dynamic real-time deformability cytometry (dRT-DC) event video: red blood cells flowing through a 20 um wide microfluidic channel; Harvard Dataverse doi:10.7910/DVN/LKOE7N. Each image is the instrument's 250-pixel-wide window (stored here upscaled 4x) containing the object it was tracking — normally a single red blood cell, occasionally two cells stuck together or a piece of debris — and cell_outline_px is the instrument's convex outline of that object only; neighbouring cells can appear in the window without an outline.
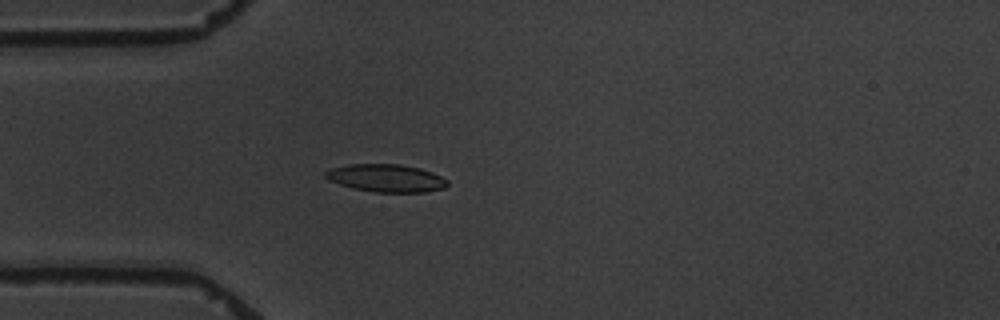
{"species": "common noctule bat (a hibernating species)", "species_latin": "Nyctalus noctula", "temperature_condition": "warm", "stored_images_in_passage": 4, "camera_frame_rate_fps": 3000, "um_per_image_px": 0.085, "animal": {"sex": "male", "body_mass_g": 19.5, "forearm_length_mm": 54.6}, "frame": {"image": 1, "passage_image": 4, "time_ms": 3.333, "image_size_px": [1000, 320], "cell_outline_px": [[448, 184], [444, 188], [424, 192], [372, 192], [352, 188], [328, 180], [324, 176], [324, 172], [332, 168], [348, 164], [400, 164], [420, 168], [432, 172], [448, 180]], "centroid_in_image_um": [32.81, 15.14], "position_along_channel_um": 52.2, "area_um2": 19.77}}